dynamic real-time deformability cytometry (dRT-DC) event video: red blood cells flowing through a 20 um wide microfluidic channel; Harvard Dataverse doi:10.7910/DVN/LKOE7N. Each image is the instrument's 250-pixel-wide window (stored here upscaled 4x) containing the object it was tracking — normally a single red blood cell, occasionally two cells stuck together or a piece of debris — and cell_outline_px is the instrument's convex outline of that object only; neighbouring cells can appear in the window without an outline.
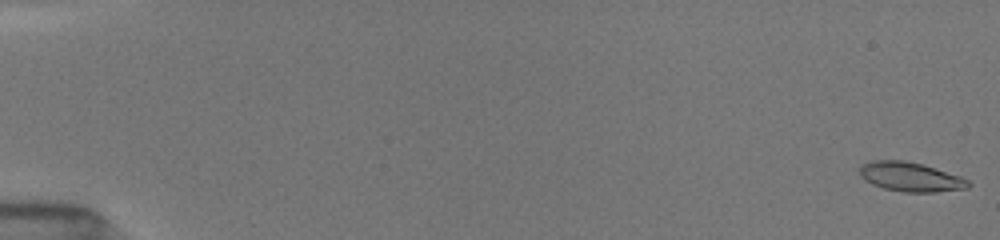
{"species": "common noctule bat (a hibernating species)", "species_latin": "Nyctalus noctula", "temperature_condition": "room temperature", "stored_images_in_passage": 11, "camera_frame_rate_fps": 3000, "um_per_image_px": 0.085, "animal": {"sex": "female", "body_mass_g": 19.5, "forearm_length_mm": 54.1}, "frame": {"image": 1, "passage_image": 1, "time_ms": 0.0, "image_size_px": [1000, 240], "cell_outline_px": [[972, 184], [968, 188], [936, 192], [904, 192], [884, 188], [872, 184], [864, 180], [860, 176], [860, 168], [868, 160], [904, 160], [924, 164], [960, 176], [968, 180]], "centroid_in_image_um": [77.4, 15.03], "position_along_channel_um": 7.6, "area_um2": 18.67}}
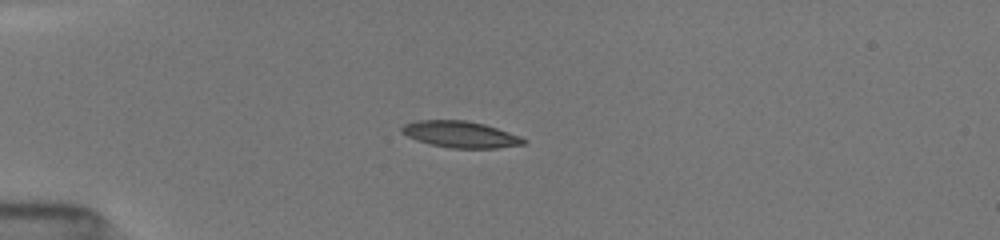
{"frame": {"image": 2, "passage_image": 7, "time_ms": 4.667, "image_size_px": [1000, 240], "cell_outline_px": [[528, 140], [524, 144], [496, 148], [448, 148], [416, 140], [400, 132], [400, 128], [404, 124], [416, 120], [464, 120], [484, 124], [520, 136]], "centroid_in_image_um": [39.11, 11.42], "position_along_channel_um": 45.9, "area_um2": 18.73}}
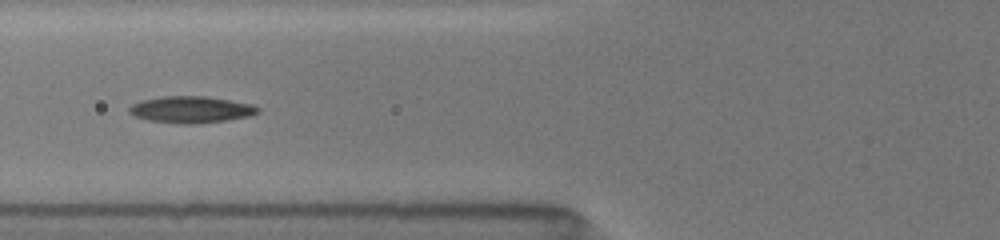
{"frame": {"image": 3, "passage_image": 10, "time_ms": 7.0, "image_size_px": [1000, 240], "cell_outline_px": [[260, 112], [252, 116], [228, 120], [196, 124], [176, 124], [148, 120], [136, 116], [128, 112], [128, 108], [132, 104], [140, 100], [164, 96], [208, 96], [252, 104], [260, 108]], "centroid_in_image_um": [16.26, 9.32], "position_along_channel_um": 109.5, "area_um2": 20.29}}